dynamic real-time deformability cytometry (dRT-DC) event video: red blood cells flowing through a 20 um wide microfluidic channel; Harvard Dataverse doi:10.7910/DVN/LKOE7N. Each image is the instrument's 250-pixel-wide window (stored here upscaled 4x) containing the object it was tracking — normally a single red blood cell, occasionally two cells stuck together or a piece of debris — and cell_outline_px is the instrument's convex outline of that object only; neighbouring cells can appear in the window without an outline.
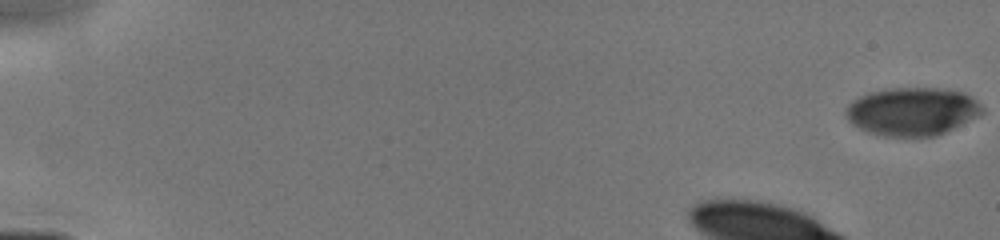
{"species": "human", "species_latin": "Homo sapiens", "temperature_condition": "cold", "stored_images_in_passage": 32, "camera_frame_rate_fps": 3000, "um_per_image_px": 0.085, "donor": {"sex": "male"}, "frame": {"image": 1, "passage_image": 1, "time_ms": 0.0, "image_size_px": [1000, 240], "cell_outline_px": [[984, 112], [980, 116], [936, 136], [884, 136], [868, 132], [852, 124], [848, 120], [844, 112], [844, 108], [852, 100], [868, 92], [888, 88], [948, 88], [964, 92], [972, 96], [984, 108]], "centroid_in_image_um": [77.55, 9.45], "position_along_channel_um": 7.5, "area_um2": 38.67}}
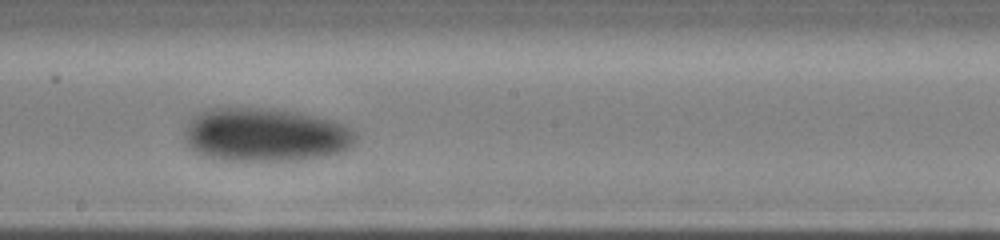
{"frame": {"image": 2, "passage_image": 18, "time_ms": 7.667, "image_size_px": [1000, 240], "cell_outline_px": [[356, 144], [340, 152], [324, 156], [300, 160], [220, 160], [200, 156], [184, 140], [184, 132], [188, 120], [196, 112], [204, 108], [272, 108], [296, 112], [336, 120], [352, 128], [356, 132]], "centroid_in_image_um": [22.54, 11.45], "position_along_channel_um": 225.7, "area_um2": 54.27}}
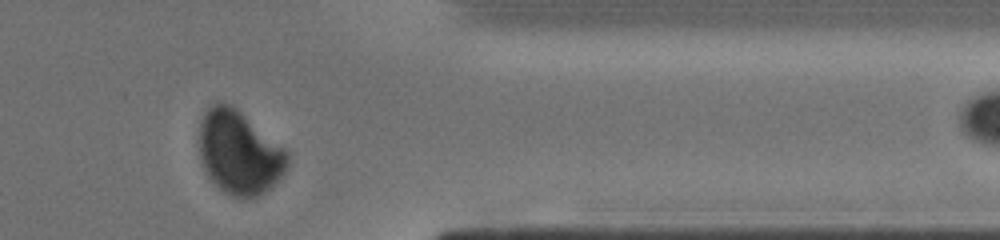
{"frame": {"image": 3, "passage_image": 27, "time_ms": 11.667, "image_size_px": [1000, 240], "cell_outline_px": [[288, 164], [284, 172], [264, 192], [256, 196], [232, 196], [224, 192], [208, 176], [204, 168], [200, 156], [200, 120], [204, 112], [216, 100], [228, 104], [236, 108], [284, 148], [288, 152]], "centroid_in_image_um": [20.3, 12.93], "position_along_channel_um": 391.1, "area_um2": 42.25}}